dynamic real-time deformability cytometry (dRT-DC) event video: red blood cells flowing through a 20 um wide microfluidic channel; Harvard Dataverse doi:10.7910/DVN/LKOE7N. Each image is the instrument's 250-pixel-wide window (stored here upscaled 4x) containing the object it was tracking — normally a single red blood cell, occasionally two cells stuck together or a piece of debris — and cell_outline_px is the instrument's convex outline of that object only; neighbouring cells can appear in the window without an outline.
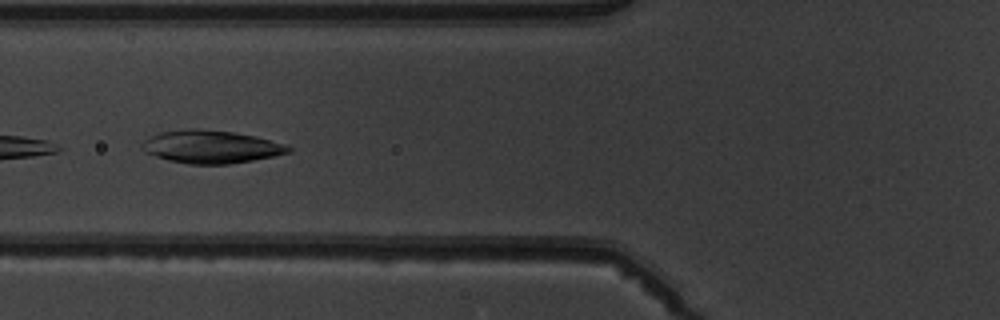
{"species": "common noctule bat (a hibernating species)", "species_latin": "Nyctalus noctula", "temperature_condition": "warm", "stored_images_in_passage": 4, "camera_frame_rate_fps": 3000, "um_per_image_px": 0.085, "animal": {"sex": "male", "body_mass_g": 19.5, "forearm_length_mm": 54.6}, "frame": {"image": 1, "passage_image": 4, "time_ms": 3.333, "image_size_px": [1000, 320], "cell_outline_px": [[292, 152], [252, 160], [228, 164], [188, 164], [168, 160], [144, 152], [140, 148], [140, 144], [144, 140], [160, 132], [196, 128], [232, 132], [256, 136], [284, 144], [292, 148]], "centroid_in_image_um": [17.91, 12.48], "position_along_channel_um": 107.9, "area_um2": 27.92}}